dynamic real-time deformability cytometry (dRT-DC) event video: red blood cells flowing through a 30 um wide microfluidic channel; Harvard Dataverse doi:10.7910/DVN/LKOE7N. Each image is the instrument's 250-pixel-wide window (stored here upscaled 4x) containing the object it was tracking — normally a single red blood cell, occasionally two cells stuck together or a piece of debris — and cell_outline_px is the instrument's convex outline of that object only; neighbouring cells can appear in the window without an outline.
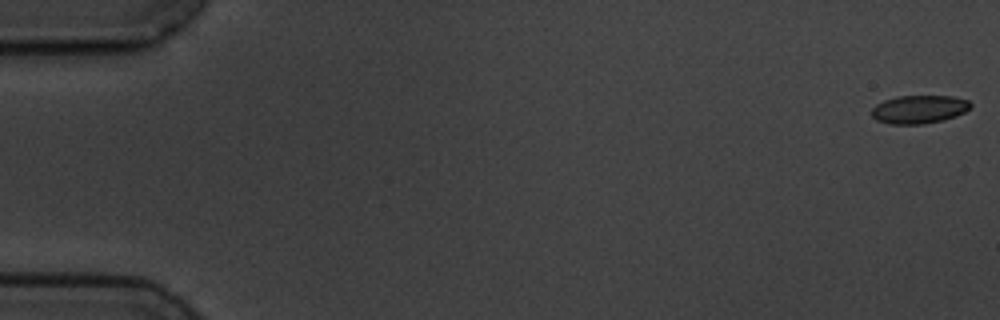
{"species": "common noctule bat (a hibernating species)", "species_latin": "Nyctalus noctula", "temperature_condition": "cold", "stored_images_in_passage": 6, "camera_frame_rate_fps": 3000, "um_per_image_px": 0.085, "animal": {"sex": "male", "body_mass_g": 19.5, "forearm_length_mm": 54.6}, "frame": {"image": 1, "passage_image": 1, "time_ms": 0.0, "image_size_px": [1000, 320], "cell_outline_px": [[972, 104], [964, 112], [956, 116], [944, 120], [924, 124], [892, 124], [876, 120], [872, 116], [872, 108], [876, 104], [884, 100], [896, 96], [952, 96], [968, 100]], "centroid_in_image_um": [78.11, 9.29], "position_along_channel_um": 6.9, "area_um2": 16.3}}